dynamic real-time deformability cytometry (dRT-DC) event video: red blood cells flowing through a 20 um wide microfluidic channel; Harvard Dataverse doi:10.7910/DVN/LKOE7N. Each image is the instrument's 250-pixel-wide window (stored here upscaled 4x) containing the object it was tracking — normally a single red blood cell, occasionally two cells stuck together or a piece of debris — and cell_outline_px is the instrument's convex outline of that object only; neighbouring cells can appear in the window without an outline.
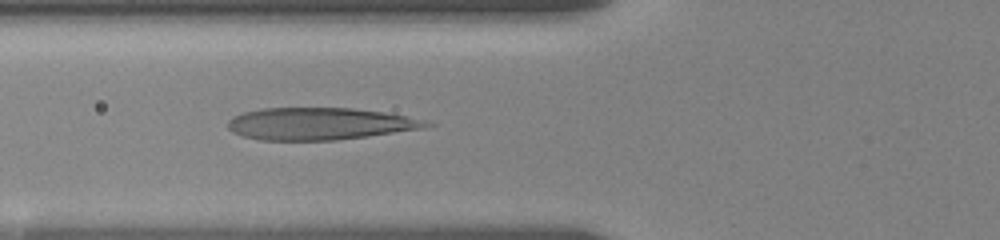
{"species": "human", "species_latin": "Homo sapiens", "temperature_condition": "room temperature", "stored_images_in_passage": 54, "camera_frame_rate_fps": 3000, "um_per_image_px": 0.085, "donor": {"sex": "female"}, "frame": {"image": 1, "passage_image": 20, "time_ms": 6.333, "image_size_px": [1000, 240], "cell_outline_px": [[436, 124], [424, 128], [336, 140], [260, 140], [244, 136], [232, 132], [228, 128], [228, 120], [232, 116], [244, 112], [264, 108], [352, 108], [384, 112], [424, 120]], "centroid_in_image_um": [27.14, 10.51], "position_along_channel_um": 98.7, "area_um2": 36.93}}
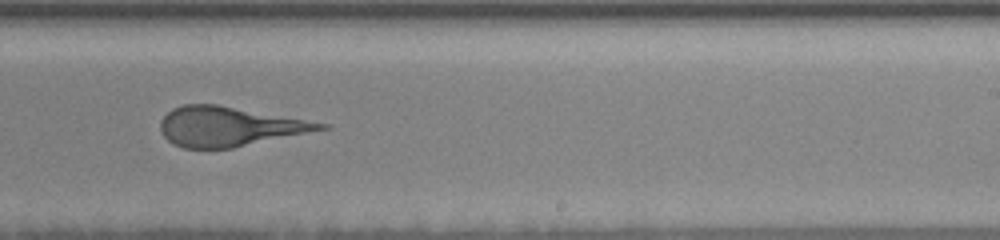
{"frame": {"image": 2, "passage_image": 34, "time_ms": 11.0, "image_size_px": [1000, 240], "cell_outline_px": [[332, 128], [232, 148], [184, 148], [172, 144], [160, 132], [160, 120], [172, 108], [184, 104], [216, 104], [328, 124]], "centroid_in_image_um": [19.45, 10.76], "position_along_channel_um": 269.6, "area_um2": 36.65}}
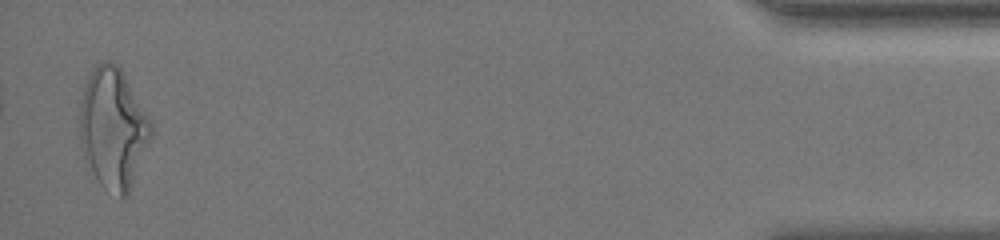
{"frame": {"image": 3, "passage_image": 53, "time_ms": 17.333, "image_size_px": [1000, 240], "cell_outline_px": [[152, 136], [128, 196], [120, 200], [104, 188], [100, 184], [84, 160], [80, 140], [80, 100], [84, 88], [96, 64], [104, 60], [108, 60], [116, 64], [120, 68], [152, 124]], "centroid_in_image_um": [9.61, 10.98], "position_along_channel_um": 425.6, "area_um2": 49.94}}